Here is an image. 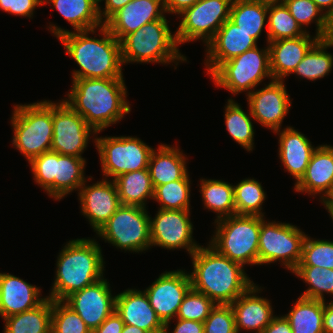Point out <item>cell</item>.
<instances>
[{"label": "cell", "instance_id": "74e56055", "mask_svg": "<svg viewBox=\"0 0 333 333\" xmlns=\"http://www.w3.org/2000/svg\"><path fill=\"white\" fill-rule=\"evenodd\" d=\"M265 198L266 192L259 181L243 179L234 185L235 214L264 217L261 210Z\"/></svg>", "mask_w": 333, "mask_h": 333}, {"label": "cell", "instance_id": "6da1fadb", "mask_svg": "<svg viewBox=\"0 0 333 333\" xmlns=\"http://www.w3.org/2000/svg\"><path fill=\"white\" fill-rule=\"evenodd\" d=\"M96 29L100 31L101 39L89 36L91 32L95 34ZM49 30L80 67L73 71L72 79L124 78L120 42L104 24L99 28L73 32L50 24Z\"/></svg>", "mask_w": 333, "mask_h": 333}, {"label": "cell", "instance_id": "9c48e42d", "mask_svg": "<svg viewBox=\"0 0 333 333\" xmlns=\"http://www.w3.org/2000/svg\"><path fill=\"white\" fill-rule=\"evenodd\" d=\"M217 87L233 95L250 94L266 77L273 80L270 71L269 47L258 46L223 62L211 75Z\"/></svg>", "mask_w": 333, "mask_h": 333}, {"label": "cell", "instance_id": "7402d4cb", "mask_svg": "<svg viewBox=\"0 0 333 333\" xmlns=\"http://www.w3.org/2000/svg\"><path fill=\"white\" fill-rule=\"evenodd\" d=\"M115 311L124 324L133 325L148 333H164L165 324L150 306L145 291L126 289L116 295Z\"/></svg>", "mask_w": 333, "mask_h": 333}, {"label": "cell", "instance_id": "f907efd6", "mask_svg": "<svg viewBox=\"0 0 333 333\" xmlns=\"http://www.w3.org/2000/svg\"><path fill=\"white\" fill-rule=\"evenodd\" d=\"M262 333H292L289 321L285 316H276L272 321L265 327Z\"/></svg>", "mask_w": 333, "mask_h": 333}, {"label": "cell", "instance_id": "db71d44e", "mask_svg": "<svg viewBox=\"0 0 333 333\" xmlns=\"http://www.w3.org/2000/svg\"><path fill=\"white\" fill-rule=\"evenodd\" d=\"M324 14L329 17L333 14V0H312ZM324 10V11H323Z\"/></svg>", "mask_w": 333, "mask_h": 333}, {"label": "cell", "instance_id": "7dc6e473", "mask_svg": "<svg viewBox=\"0 0 333 333\" xmlns=\"http://www.w3.org/2000/svg\"><path fill=\"white\" fill-rule=\"evenodd\" d=\"M124 322L121 317L114 311L101 325L92 333H121Z\"/></svg>", "mask_w": 333, "mask_h": 333}, {"label": "cell", "instance_id": "9a60e30c", "mask_svg": "<svg viewBox=\"0 0 333 333\" xmlns=\"http://www.w3.org/2000/svg\"><path fill=\"white\" fill-rule=\"evenodd\" d=\"M189 217L190 210L158 209L154 218L150 215L151 247L185 248L191 256L200 245L193 240V224Z\"/></svg>", "mask_w": 333, "mask_h": 333}, {"label": "cell", "instance_id": "277c9868", "mask_svg": "<svg viewBox=\"0 0 333 333\" xmlns=\"http://www.w3.org/2000/svg\"><path fill=\"white\" fill-rule=\"evenodd\" d=\"M56 276L50 299L64 301L74 292L103 278L104 258L95 239H73L66 243L57 257Z\"/></svg>", "mask_w": 333, "mask_h": 333}, {"label": "cell", "instance_id": "f546056e", "mask_svg": "<svg viewBox=\"0 0 333 333\" xmlns=\"http://www.w3.org/2000/svg\"><path fill=\"white\" fill-rule=\"evenodd\" d=\"M45 3L52 4L73 26L74 31L90 30L103 25L96 0H43V5Z\"/></svg>", "mask_w": 333, "mask_h": 333}, {"label": "cell", "instance_id": "bcb514c9", "mask_svg": "<svg viewBox=\"0 0 333 333\" xmlns=\"http://www.w3.org/2000/svg\"><path fill=\"white\" fill-rule=\"evenodd\" d=\"M42 5L43 0H0L2 11L29 19L33 16L35 8Z\"/></svg>", "mask_w": 333, "mask_h": 333}, {"label": "cell", "instance_id": "8d00e7d4", "mask_svg": "<svg viewBox=\"0 0 333 333\" xmlns=\"http://www.w3.org/2000/svg\"><path fill=\"white\" fill-rule=\"evenodd\" d=\"M327 48H330V45L324 39H319L309 49L292 74L314 81L331 73L333 55L326 51Z\"/></svg>", "mask_w": 333, "mask_h": 333}, {"label": "cell", "instance_id": "ffe728a7", "mask_svg": "<svg viewBox=\"0 0 333 333\" xmlns=\"http://www.w3.org/2000/svg\"><path fill=\"white\" fill-rule=\"evenodd\" d=\"M257 41L228 19L206 44L205 66L210 76L223 62L257 46Z\"/></svg>", "mask_w": 333, "mask_h": 333}, {"label": "cell", "instance_id": "30bf717a", "mask_svg": "<svg viewBox=\"0 0 333 333\" xmlns=\"http://www.w3.org/2000/svg\"><path fill=\"white\" fill-rule=\"evenodd\" d=\"M96 234L118 249L143 252L151 247L150 215L146 208L121 205Z\"/></svg>", "mask_w": 333, "mask_h": 333}, {"label": "cell", "instance_id": "f6af8a7d", "mask_svg": "<svg viewBox=\"0 0 333 333\" xmlns=\"http://www.w3.org/2000/svg\"><path fill=\"white\" fill-rule=\"evenodd\" d=\"M203 324L204 333H237L235 316L230 304H216Z\"/></svg>", "mask_w": 333, "mask_h": 333}, {"label": "cell", "instance_id": "83f0119b", "mask_svg": "<svg viewBox=\"0 0 333 333\" xmlns=\"http://www.w3.org/2000/svg\"><path fill=\"white\" fill-rule=\"evenodd\" d=\"M186 160V156L177 146L160 144L158 149H153L148 169L154 188L181 180L189 174Z\"/></svg>", "mask_w": 333, "mask_h": 333}, {"label": "cell", "instance_id": "7bdbcfd3", "mask_svg": "<svg viewBox=\"0 0 333 333\" xmlns=\"http://www.w3.org/2000/svg\"><path fill=\"white\" fill-rule=\"evenodd\" d=\"M298 266L333 269V241L315 240L306 235L302 245V258Z\"/></svg>", "mask_w": 333, "mask_h": 333}, {"label": "cell", "instance_id": "4316f807", "mask_svg": "<svg viewBox=\"0 0 333 333\" xmlns=\"http://www.w3.org/2000/svg\"><path fill=\"white\" fill-rule=\"evenodd\" d=\"M273 133L279 135V159L297 183L305 174L312 154L317 147H314L304 134L292 126H287L282 131L277 130Z\"/></svg>", "mask_w": 333, "mask_h": 333}, {"label": "cell", "instance_id": "f1b7e54d", "mask_svg": "<svg viewBox=\"0 0 333 333\" xmlns=\"http://www.w3.org/2000/svg\"><path fill=\"white\" fill-rule=\"evenodd\" d=\"M121 205L146 207L147 199H153L154 186L149 169L124 173L114 180Z\"/></svg>", "mask_w": 333, "mask_h": 333}, {"label": "cell", "instance_id": "e575fe53", "mask_svg": "<svg viewBox=\"0 0 333 333\" xmlns=\"http://www.w3.org/2000/svg\"><path fill=\"white\" fill-rule=\"evenodd\" d=\"M225 125L232 139L246 151H252L254 146V120L250 110L249 114L232 98L228 99L225 107Z\"/></svg>", "mask_w": 333, "mask_h": 333}, {"label": "cell", "instance_id": "11a10c76", "mask_svg": "<svg viewBox=\"0 0 333 333\" xmlns=\"http://www.w3.org/2000/svg\"><path fill=\"white\" fill-rule=\"evenodd\" d=\"M330 47H333V14L328 17V25L323 38Z\"/></svg>", "mask_w": 333, "mask_h": 333}, {"label": "cell", "instance_id": "ac0fdd59", "mask_svg": "<svg viewBox=\"0 0 333 333\" xmlns=\"http://www.w3.org/2000/svg\"><path fill=\"white\" fill-rule=\"evenodd\" d=\"M246 96L255 121L274 132L281 129L292 104L284 81L272 80L264 88L253 90Z\"/></svg>", "mask_w": 333, "mask_h": 333}, {"label": "cell", "instance_id": "603a6c76", "mask_svg": "<svg viewBox=\"0 0 333 333\" xmlns=\"http://www.w3.org/2000/svg\"><path fill=\"white\" fill-rule=\"evenodd\" d=\"M260 290H262L261 287L254 283L230 304L235 316L237 333H240L242 329L262 333L275 317L271 302L257 295Z\"/></svg>", "mask_w": 333, "mask_h": 333}, {"label": "cell", "instance_id": "6f0895ef", "mask_svg": "<svg viewBox=\"0 0 333 333\" xmlns=\"http://www.w3.org/2000/svg\"><path fill=\"white\" fill-rule=\"evenodd\" d=\"M121 333H148L145 330L138 328L133 325L124 324L123 330Z\"/></svg>", "mask_w": 333, "mask_h": 333}, {"label": "cell", "instance_id": "e0dca14e", "mask_svg": "<svg viewBox=\"0 0 333 333\" xmlns=\"http://www.w3.org/2000/svg\"><path fill=\"white\" fill-rule=\"evenodd\" d=\"M109 285L103 277L64 300L92 332L115 311L116 295H112Z\"/></svg>", "mask_w": 333, "mask_h": 333}, {"label": "cell", "instance_id": "484cf974", "mask_svg": "<svg viewBox=\"0 0 333 333\" xmlns=\"http://www.w3.org/2000/svg\"><path fill=\"white\" fill-rule=\"evenodd\" d=\"M294 190L309 195H320V201L333 187V146L320 145L312 154L302 178L294 184Z\"/></svg>", "mask_w": 333, "mask_h": 333}, {"label": "cell", "instance_id": "3957f363", "mask_svg": "<svg viewBox=\"0 0 333 333\" xmlns=\"http://www.w3.org/2000/svg\"><path fill=\"white\" fill-rule=\"evenodd\" d=\"M207 245H200L191 255V288L205 294L215 304H231L254 282L247 276L243 265Z\"/></svg>", "mask_w": 333, "mask_h": 333}, {"label": "cell", "instance_id": "680465c9", "mask_svg": "<svg viewBox=\"0 0 333 333\" xmlns=\"http://www.w3.org/2000/svg\"><path fill=\"white\" fill-rule=\"evenodd\" d=\"M265 3H276V2H283V0H256Z\"/></svg>", "mask_w": 333, "mask_h": 333}, {"label": "cell", "instance_id": "5b68a950", "mask_svg": "<svg viewBox=\"0 0 333 333\" xmlns=\"http://www.w3.org/2000/svg\"><path fill=\"white\" fill-rule=\"evenodd\" d=\"M120 45L123 64L174 62L177 66L180 61L187 62L186 56L179 52L176 35L170 31L166 17L146 23L126 35Z\"/></svg>", "mask_w": 333, "mask_h": 333}, {"label": "cell", "instance_id": "cb8c5ba5", "mask_svg": "<svg viewBox=\"0 0 333 333\" xmlns=\"http://www.w3.org/2000/svg\"><path fill=\"white\" fill-rule=\"evenodd\" d=\"M307 32L296 38L268 42L270 71L273 80L284 81L304 58L309 49L320 39Z\"/></svg>", "mask_w": 333, "mask_h": 333}, {"label": "cell", "instance_id": "4dcf8cb0", "mask_svg": "<svg viewBox=\"0 0 333 333\" xmlns=\"http://www.w3.org/2000/svg\"><path fill=\"white\" fill-rule=\"evenodd\" d=\"M4 333H51L52 299L37 307L4 318Z\"/></svg>", "mask_w": 333, "mask_h": 333}, {"label": "cell", "instance_id": "c3c4849f", "mask_svg": "<svg viewBox=\"0 0 333 333\" xmlns=\"http://www.w3.org/2000/svg\"><path fill=\"white\" fill-rule=\"evenodd\" d=\"M177 323L171 333H204L203 322L177 319ZM164 333H170L168 329H165Z\"/></svg>", "mask_w": 333, "mask_h": 333}, {"label": "cell", "instance_id": "f35d334b", "mask_svg": "<svg viewBox=\"0 0 333 333\" xmlns=\"http://www.w3.org/2000/svg\"><path fill=\"white\" fill-rule=\"evenodd\" d=\"M190 184L187 174L183 179L154 188L153 200L164 210H190Z\"/></svg>", "mask_w": 333, "mask_h": 333}, {"label": "cell", "instance_id": "52a82bcc", "mask_svg": "<svg viewBox=\"0 0 333 333\" xmlns=\"http://www.w3.org/2000/svg\"><path fill=\"white\" fill-rule=\"evenodd\" d=\"M209 244L220 254L245 266L258 265L260 216L232 215L215 220Z\"/></svg>", "mask_w": 333, "mask_h": 333}, {"label": "cell", "instance_id": "ba28073f", "mask_svg": "<svg viewBox=\"0 0 333 333\" xmlns=\"http://www.w3.org/2000/svg\"><path fill=\"white\" fill-rule=\"evenodd\" d=\"M34 181L47 194L59 200L72 191H79L85 181V158L47 151L29 162Z\"/></svg>", "mask_w": 333, "mask_h": 333}, {"label": "cell", "instance_id": "d6a6232c", "mask_svg": "<svg viewBox=\"0 0 333 333\" xmlns=\"http://www.w3.org/2000/svg\"><path fill=\"white\" fill-rule=\"evenodd\" d=\"M268 3L256 0H233L229 19L256 41L266 24L267 32Z\"/></svg>", "mask_w": 333, "mask_h": 333}, {"label": "cell", "instance_id": "816d5d0a", "mask_svg": "<svg viewBox=\"0 0 333 333\" xmlns=\"http://www.w3.org/2000/svg\"><path fill=\"white\" fill-rule=\"evenodd\" d=\"M198 1L199 0H163V5L166 13L179 15Z\"/></svg>", "mask_w": 333, "mask_h": 333}, {"label": "cell", "instance_id": "60d3db41", "mask_svg": "<svg viewBox=\"0 0 333 333\" xmlns=\"http://www.w3.org/2000/svg\"><path fill=\"white\" fill-rule=\"evenodd\" d=\"M290 11V14L301 26L308 27L313 21L316 23V33L320 39H323L327 30L328 17L312 0H283Z\"/></svg>", "mask_w": 333, "mask_h": 333}, {"label": "cell", "instance_id": "4fadbf2b", "mask_svg": "<svg viewBox=\"0 0 333 333\" xmlns=\"http://www.w3.org/2000/svg\"><path fill=\"white\" fill-rule=\"evenodd\" d=\"M233 0H199L179 14L182 17L175 32L178 45L203 40L206 45L229 19Z\"/></svg>", "mask_w": 333, "mask_h": 333}, {"label": "cell", "instance_id": "44dd1931", "mask_svg": "<svg viewBox=\"0 0 333 333\" xmlns=\"http://www.w3.org/2000/svg\"><path fill=\"white\" fill-rule=\"evenodd\" d=\"M163 0H131L115 12L104 25L120 42L146 23L165 17Z\"/></svg>", "mask_w": 333, "mask_h": 333}, {"label": "cell", "instance_id": "7c38bea8", "mask_svg": "<svg viewBox=\"0 0 333 333\" xmlns=\"http://www.w3.org/2000/svg\"><path fill=\"white\" fill-rule=\"evenodd\" d=\"M103 176L116 177L141 169H148L150 155L154 148L140 138L132 136L95 137Z\"/></svg>", "mask_w": 333, "mask_h": 333}, {"label": "cell", "instance_id": "9f6ffc18", "mask_svg": "<svg viewBox=\"0 0 333 333\" xmlns=\"http://www.w3.org/2000/svg\"><path fill=\"white\" fill-rule=\"evenodd\" d=\"M321 203H323L329 214H333V187L331 191L325 196V198L321 200Z\"/></svg>", "mask_w": 333, "mask_h": 333}, {"label": "cell", "instance_id": "ee69618b", "mask_svg": "<svg viewBox=\"0 0 333 333\" xmlns=\"http://www.w3.org/2000/svg\"><path fill=\"white\" fill-rule=\"evenodd\" d=\"M215 305L205 294L190 288L182 300L175 319L204 322Z\"/></svg>", "mask_w": 333, "mask_h": 333}, {"label": "cell", "instance_id": "7a4b0ae2", "mask_svg": "<svg viewBox=\"0 0 333 333\" xmlns=\"http://www.w3.org/2000/svg\"><path fill=\"white\" fill-rule=\"evenodd\" d=\"M124 78L72 79L64 101L97 133L121 121L131 108Z\"/></svg>", "mask_w": 333, "mask_h": 333}, {"label": "cell", "instance_id": "681fc988", "mask_svg": "<svg viewBox=\"0 0 333 333\" xmlns=\"http://www.w3.org/2000/svg\"><path fill=\"white\" fill-rule=\"evenodd\" d=\"M104 0H101V3ZM131 0H105V8L101 10V6H98L99 17L104 24L115 12L123 8Z\"/></svg>", "mask_w": 333, "mask_h": 333}, {"label": "cell", "instance_id": "ab89813d", "mask_svg": "<svg viewBox=\"0 0 333 333\" xmlns=\"http://www.w3.org/2000/svg\"><path fill=\"white\" fill-rule=\"evenodd\" d=\"M292 273L309 285L300 296L325 301L324 293L333 295V269L297 266Z\"/></svg>", "mask_w": 333, "mask_h": 333}, {"label": "cell", "instance_id": "5bb4252c", "mask_svg": "<svg viewBox=\"0 0 333 333\" xmlns=\"http://www.w3.org/2000/svg\"><path fill=\"white\" fill-rule=\"evenodd\" d=\"M53 129L51 151L79 158H83L90 135L98 134L64 99L53 102Z\"/></svg>", "mask_w": 333, "mask_h": 333}, {"label": "cell", "instance_id": "d6986e66", "mask_svg": "<svg viewBox=\"0 0 333 333\" xmlns=\"http://www.w3.org/2000/svg\"><path fill=\"white\" fill-rule=\"evenodd\" d=\"M86 183L85 181L78 192L81 213L89 220V224L97 233L121 206V203L113 180L106 178L93 185Z\"/></svg>", "mask_w": 333, "mask_h": 333}, {"label": "cell", "instance_id": "b9f144b4", "mask_svg": "<svg viewBox=\"0 0 333 333\" xmlns=\"http://www.w3.org/2000/svg\"><path fill=\"white\" fill-rule=\"evenodd\" d=\"M51 333H92V331L64 301L52 300Z\"/></svg>", "mask_w": 333, "mask_h": 333}, {"label": "cell", "instance_id": "2e32d148", "mask_svg": "<svg viewBox=\"0 0 333 333\" xmlns=\"http://www.w3.org/2000/svg\"><path fill=\"white\" fill-rule=\"evenodd\" d=\"M191 288L189 273L185 270L165 271L144 291L150 306L169 328L171 320L176 318L182 300Z\"/></svg>", "mask_w": 333, "mask_h": 333}, {"label": "cell", "instance_id": "d590c367", "mask_svg": "<svg viewBox=\"0 0 333 333\" xmlns=\"http://www.w3.org/2000/svg\"><path fill=\"white\" fill-rule=\"evenodd\" d=\"M307 32L293 18L284 2L268 3L267 43L296 38Z\"/></svg>", "mask_w": 333, "mask_h": 333}, {"label": "cell", "instance_id": "836d02e7", "mask_svg": "<svg viewBox=\"0 0 333 333\" xmlns=\"http://www.w3.org/2000/svg\"><path fill=\"white\" fill-rule=\"evenodd\" d=\"M204 208L217 214L215 220L235 215L234 185L216 179H200Z\"/></svg>", "mask_w": 333, "mask_h": 333}, {"label": "cell", "instance_id": "8992f818", "mask_svg": "<svg viewBox=\"0 0 333 333\" xmlns=\"http://www.w3.org/2000/svg\"><path fill=\"white\" fill-rule=\"evenodd\" d=\"M11 117L13 146L30 162L51 150L53 138V102L43 100L15 105Z\"/></svg>", "mask_w": 333, "mask_h": 333}, {"label": "cell", "instance_id": "f5cc1de1", "mask_svg": "<svg viewBox=\"0 0 333 333\" xmlns=\"http://www.w3.org/2000/svg\"><path fill=\"white\" fill-rule=\"evenodd\" d=\"M323 329L324 333H333V301L324 304Z\"/></svg>", "mask_w": 333, "mask_h": 333}, {"label": "cell", "instance_id": "8fae6325", "mask_svg": "<svg viewBox=\"0 0 333 333\" xmlns=\"http://www.w3.org/2000/svg\"><path fill=\"white\" fill-rule=\"evenodd\" d=\"M305 236V232L295 225L269 222L261 217L258 265L279 261L292 273L301 261Z\"/></svg>", "mask_w": 333, "mask_h": 333}, {"label": "cell", "instance_id": "1f68e13d", "mask_svg": "<svg viewBox=\"0 0 333 333\" xmlns=\"http://www.w3.org/2000/svg\"><path fill=\"white\" fill-rule=\"evenodd\" d=\"M324 304L325 301L299 296L289 313L284 315L292 333H324Z\"/></svg>", "mask_w": 333, "mask_h": 333}, {"label": "cell", "instance_id": "d4e9b609", "mask_svg": "<svg viewBox=\"0 0 333 333\" xmlns=\"http://www.w3.org/2000/svg\"><path fill=\"white\" fill-rule=\"evenodd\" d=\"M41 290L10 273H0V316L4 319L40 305Z\"/></svg>", "mask_w": 333, "mask_h": 333}]
</instances>
